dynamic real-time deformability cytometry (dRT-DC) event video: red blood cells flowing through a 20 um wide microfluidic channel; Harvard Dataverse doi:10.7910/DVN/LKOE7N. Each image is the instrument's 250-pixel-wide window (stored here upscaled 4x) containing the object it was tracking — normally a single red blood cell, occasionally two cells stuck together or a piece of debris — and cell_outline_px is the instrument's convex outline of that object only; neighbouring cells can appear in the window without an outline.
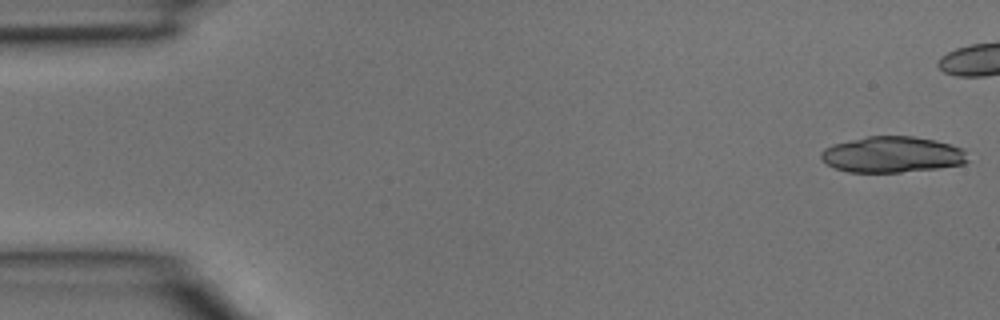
{"species": "common noctule bat (a hibernating species)", "species_latin": "Nyctalus noctula", "temperature_condition": "room temperature", "stored_images_in_passage": 33, "camera_frame_rate_fps": 3000, "um_per_image_px": 0.085, "animal": {"sex": "male", "body_mass_g": 15.6}, "frame": {"image": 1, "passage_image": 1, "time_ms": 0.0, "image_size_px": [1000, 320], "cell_outline_px": [[968, 160], [964, 164], [936, 168], [900, 172], [848, 172], [836, 168], [828, 164], [820, 156], [820, 152], [824, 148], [832, 144], [868, 136], [912, 136], [936, 140], [964, 148]], "centroid_in_image_um": [75.85, 13.13], "position_along_channel_um": 9.2, "area_um2": 30.75}}